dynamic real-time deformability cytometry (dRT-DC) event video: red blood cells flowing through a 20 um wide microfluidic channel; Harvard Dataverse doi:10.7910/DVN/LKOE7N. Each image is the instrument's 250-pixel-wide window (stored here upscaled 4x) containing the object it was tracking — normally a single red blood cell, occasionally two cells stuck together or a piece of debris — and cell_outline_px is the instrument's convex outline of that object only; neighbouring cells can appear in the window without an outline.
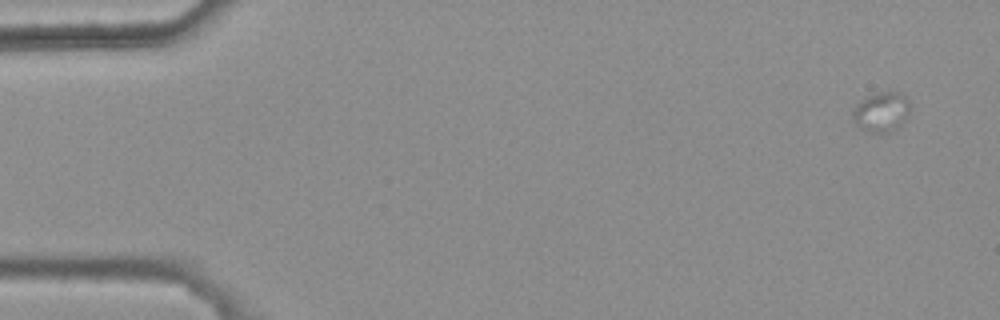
{"species": "common noctule bat (a hibernating species)", "species_latin": "Nyctalus noctula", "temperature_condition": "warm", "stored_images_in_passage": 4, "camera_frame_rate_fps": 3000, "um_per_image_px": 0.085, "animal": {"sex": "female", "body_mass_g": 25.1}, "frame": {"image": 1, "passage_image": 1, "time_ms": 0.0, "image_size_px": [1000, 320], "cell_outline_px": [[908, 112], [904, 120], [896, 132], [872, 132], [860, 128], [852, 120], [852, 108], [856, 104], [868, 96], [880, 92], [900, 92], [908, 96]], "centroid_in_image_um": [74.91, 9.52], "position_along_channel_um": 10.1, "area_um2": 13.35}}